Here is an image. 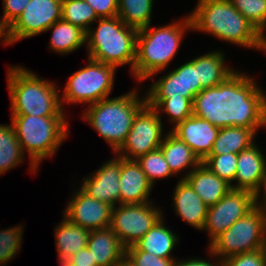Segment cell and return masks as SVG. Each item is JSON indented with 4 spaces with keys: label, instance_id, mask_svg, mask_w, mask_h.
Returning a JSON list of instances; mask_svg holds the SVG:
<instances>
[{
    "label": "cell",
    "instance_id": "1",
    "mask_svg": "<svg viewBox=\"0 0 266 266\" xmlns=\"http://www.w3.org/2000/svg\"><path fill=\"white\" fill-rule=\"evenodd\" d=\"M247 74L235 71L217 86L202 89L193 99V115L218 128L266 127V95Z\"/></svg>",
    "mask_w": 266,
    "mask_h": 266
},
{
    "label": "cell",
    "instance_id": "2",
    "mask_svg": "<svg viewBox=\"0 0 266 266\" xmlns=\"http://www.w3.org/2000/svg\"><path fill=\"white\" fill-rule=\"evenodd\" d=\"M192 29L243 47L259 49L260 32L230 0H199L189 15Z\"/></svg>",
    "mask_w": 266,
    "mask_h": 266
},
{
    "label": "cell",
    "instance_id": "3",
    "mask_svg": "<svg viewBox=\"0 0 266 266\" xmlns=\"http://www.w3.org/2000/svg\"><path fill=\"white\" fill-rule=\"evenodd\" d=\"M187 29H192L189 16L178 23L138 30L133 76L140 82L166 69L177 53Z\"/></svg>",
    "mask_w": 266,
    "mask_h": 266
},
{
    "label": "cell",
    "instance_id": "4",
    "mask_svg": "<svg viewBox=\"0 0 266 266\" xmlns=\"http://www.w3.org/2000/svg\"><path fill=\"white\" fill-rule=\"evenodd\" d=\"M7 76L12 115L65 116L54 82L21 66L9 68Z\"/></svg>",
    "mask_w": 266,
    "mask_h": 266
},
{
    "label": "cell",
    "instance_id": "5",
    "mask_svg": "<svg viewBox=\"0 0 266 266\" xmlns=\"http://www.w3.org/2000/svg\"><path fill=\"white\" fill-rule=\"evenodd\" d=\"M147 103L137 91L112 99L104 98L86 109L83 119L94 128L116 152L125 142L137 112Z\"/></svg>",
    "mask_w": 266,
    "mask_h": 266
},
{
    "label": "cell",
    "instance_id": "6",
    "mask_svg": "<svg viewBox=\"0 0 266 266\" xmlns=\"http://www.w3.org/2000/svg\"><path fill=\"white\" fill-rule=\"evenodd\" d=\"M96 29L86 31L88 57L115 66L130 64L133 72L138 30L118 16L99 18Z\"/></svg>",
    "mask_w": 266,
    "mask_h": 266
},
{
    "label": "cell",
    "instance_id": "7",
    "mask_svg": "<svg viewBox=\"0 0 266 266\" xmlns=\"http://www.w3.org/2000/svg\"><path fill=\"white\" fill-rule=\"evenodd\" d=\"M11 122L23 153H29L31 172L40 161L51 157L68 136L65 116L11 115Z\"/></svg>",
    "mask_w": 266,
    "mask_h": 266
},
{
    "label": "cell",
    "instance_id": "8",
    "mask_svg": "<svg viewBox=\"0 0 266 266\" xmlns=\"http://www.w3.org/2000/svg\"><path fill=\"white\" fill-rule=\"evenodd\" d=\"M266 239V212L256 206L238 219L209 245V254L224 260L241 253L264 247Z\"/></svg>",
    "mask_w": 266,
    "mask_h": 266
},
{
    "label": "cell",
    "instance_id": "9",
    "mask_svg": "<svg viewBox=\"0 0 266 266\" xmlns=\"http://www.w3.org/2000/svg\"><path fill=\"white\" fill-rule=\"evenodd\" d=\"M117 68L88 57L87 65L74 72L68 79L62 103H89L92 105L108 98L113 89L114 75Z\"/></svg>",
    "mask_w": 266,
    "mask_h": 266
},
{
    "label": "cell",
    "instance_id": "10",
    "mask_svg": "<svg viewBox=\"0 0 266 266\" xmlns=\"http://www.w3.org/2000/svg\"><path fill=\"white\" fill-rule=\"evenodd\" d=\"M163 124L158 112L146 103L136 114L125 142L115 152L119 157L136 160L161 146ZM124 152V153H123ZM121 153V154H119Z\"/></svg>",
    "mask_w": 266,
    "mask_h": 266
},
{
    "label": "cell",
    "instance_id": "11",
    "mask_svg": "<svg viewBox=\"0 0 266 266\" xmlns=\"http://www.w3.org/2000/svg\"><path fill=\"white\" fill-rule=\"evenodd\" d=\"M113 207L110 228L127 248L138 242L162 217L152 202Z\"/></svg>",
    "mask_w": 266,
    "mask_h": 266
},
{
    "label": "cell",
    "instance_id": "12",
    "mask_svg": "<svg viewBox=\"0 0 266 266\" xmlns=\"http://www.w3.org/2000/svg\"><path fill=\"white\" fill-rule=\"evenodd\" d=\"M255 207L254 193L232 188L215 205L209 206L203 230L209 232L210 244Z\"/></svg>",
    "mask_w": 266,
    "mask_h": 266
},
{
    "label": "cell",
    "instance_id": "13",
    "mask_svg": "<svg viewBox=\"0 0 266 266\" xmlns=\"http://www.w3.org/2000/svg\"><path fill=\"white\" fill-rule=\"evenodd\" d=\"M62 0H30L9 26L11 43L44 33L61 19Z\"/></svg>",
    "mask_w": 266,
    "mask_h": 266
},
{
    "label": "cell",
    "instance_id": "14",
    "mask_svg": "<svg viewBox=\"0 0 266 266\" xmlns=\"http://www.w3.org/2000/svg\"><path fill=\"white\" fill-rule=\"evenodd\" d=\"M67 203L63 216L89 231L110 227L113 206L89 196L81 188Z\"/></svg>",
    "mask_w": 266,
    "mask_h": 266
},
{
    "label": "cell",
    "instance_id": "15",
    "mask_svg": "<svg viewBox=\"0 0 266 266\" xmlns=\"http://www.w3.org/2000/svg\"><path fill=\"white\" fill-rule=\"evenodd\" d=\"M197 68L189 61L162 76L151 85L146 98H193L202 90Z\"/></svg>",
    "mask_w": 266,
    "mask_h": 266
},
{
    "label": "cell",
    "instance_id": "16",
    "mask_svg": "<svg viewBox=\"0 0 266 266\" xmlns=\"http://www.w3.org/2000/svg\"><path fill=\"white\" fill-rule=\"evenodd\" d=\"M121 157L105 162L92 176L83 178L81 189L89 196L111 206L120 204Z\"/></svg>",
    "mask_w": 266,
    "mask_h": 266
},
{
    "label": "cell",
    "instance_id": "17",
    "mask_svg": "<svg viewBox=\"0 0 266 266\" xmlns=\"http://www.w3.org/2000/svg\"><path fill=\"white\" fill-rule=\"evenodd\" d=\"M219 130L207 120L192 114L170 131L185 142L202 162L212 151Z\"/></svg>",
    "mask_w": 266,
    "mask_h": 266
},
{
    "label": "cell",
    "instance_id": "18",
    "mask_svg": "<svg viewBox=\"0 0 266 266\" xmlns=\"http://www.w3.org/2000/svg\"><path fill=\"white\" fill-rule=\"evenodd\" d=\"M120 204H141L149 202L153 185L136 160L121 158Z\"/></svg>",
    "mask_w": 266,
    "mask_h": 266
},
{
    "label": "cell",
    "instance_id": "19",
    "mask_svg": "<svg viewBox=\"0 0 266 266\" xmlns=\"http://www.w3.org/2000/svg\"><path fill=\"white\" fill-rule=\"evenodd\" d=\"M256 144L237 154V168L232 189L256 193L266 172V157Z\"/></svg>",
    "mask_w": 266,
    "mask_h": 266
},
{
    "label": "cell",
    "instance_id": "20",
    "mask_svg": "<svg viewBox=\"0 0 266 266\" xmlns=\"http://www.w3.org/2000/svg\"><path fill=\"white\" fill-rule=\"evenodd\" d=\"M173 201L176 214L180 218L195 229L203 230L209 207L185 179L177 183Z\"/></svg>",
    "mask_w": 266,
    "mask_h": 266
},
{
    "label": "cell",
    "instance_id": "21",
    "mask_svg": "<svg viewBox=\"0 0 266 266\" xmlns=\"http://www.w3.org/2000/svg\"><path fill=\"white\" fill-rule=\"evenodd\" d=\"M182 179L192 186L208 207L215 205L231 190L229 183L219 178L202 162Z\"/></svg>",
    "mask_w": 266,
    "mask_h": 266
},
{
    "label": "cell",
    "instance_id": "22",
    "mask_svg": "<svg viewBox=\"0 0 266 266\" xmlns=\"http://www.w3.org/2000/svg\"><path fill=\"white\" fill-rule=\"evenodd\" d=\"M87 247L97 266H115L126 254V247L110 227L90 231Z\"/></svg>",
    "mask_w": 266,
    "mask_h": 266
},
{
    "label": "cell",
    "instance_id": "23",
    "mask_svg": "<svg viewBox=\"0 0 266 266\" xmlns=\"http://www.w3.org/2000/svg\"><path fill=\"white\" fill-rule=\"evenodd\" d=\"M59 224L55 227L58 260H68L72 255L87 247L90 231L77 226L65 217Z\"/></svg>",
    "mask_w": 266,
    "mask_h": 266
},
{
    "label": "cell",
    "instance_id": "24",
    "mask_svg": "<svg viewBox=\"0 0 266 266\" xmlns=\"http://www.w3.org/2000/svg\"><path fill=\"white\" fill-rule=\"evenodd\" d=\"M224 58L223 53L214 51L190 61L197 68L203 89L219 85L235 72L224 64Z\"/></svg>",
    "mask_w": 266,
    "mask_h": 266
},
{
    "label": "cell",
    "instance_id": "25",
    "mask_svg": "<svg viewBox=\"0 0 266 266\" xmlns=\"http://www.w3.org/2000/svg\"><path fill=\"white\" fill-rule=\"evenodd\" d=\"M165 227L163 217L134 245L140 250L160 258H172L171 253L177 244L178 236Z\"/></svg>",
    "mask_w": 266,
    "mask_h": 266
},
{
    "label": "cell",
    "instance_id": "26",
    "mask_svg": "<svg viewBox=\"0 0 266 266\" xmlns=\"http://www.w3.org/2000/svg\"><path fill=\"white\" fill-rule=\"evenodd\" d=\"M159 148L173 174H177L189 166H193V170L201 163L192 149L171 131L163 138V142Z\"/></svg>",
    "mask_w": 266,
    "mask_h": 266
},
{
    "label": "cell",
    "instance_id": "27",
    "mask_svg": "<svg viewBox=\"0 0 266 266\" xmlns=\"http://www.w3.org/2000/svg\"><path fill=\"white\" fill-rule=\"evenodd\" d=\"M257 134L253 129L230 126L220 128L209 155H221L226 153L239 154L251 147Z\"/></svg>",
    "mask_w": 266,
    "mask_h": 266
},
{
    "label": "cell",
    "instance_id": "28",
    "mask_svg": "<svg viewBox=\"0 0 266 266\" xmlns=\"http://www.w3.org/2000/svg\"><path fill=\"white\" fill-rule=\"evenodd\" d=\"M48 30H53L50 48L60 54H68L86 44V31L63 19L52 24Z\"/></svg>",
    "mask_w": 266,
    "mask_h": 266
},
{
    "label": "cell",
    "instance_id": "29",
    "mask_svg": "<svg viewBox=\"0 0 266 266\" xmlns=\"http://www.w3.org/2000/svg\"><path fill=\"white\" fill-rule=\"evenodd\" d=\"M153 0H118V17L137 30L150 26Z\"/></svg>",
    "mask_w": 266,
    "mask_h": 266
},
{
    "label": "cell",
    "instance_id": "30",
    "mask_svg": "<svg viewBox=\"0 0 266 266\" xmlns=\"http://www.w3.org/2000/svg\"><path fill=\"white\" fill-rule=\"evenodd\" d=\"M24 159V153L12 124H0V174L18 166Z\"/></svg>",
    "mask_w": 266,
    "mask_h": 266
},
{
    "label": "cell",
    "instance_id": "31",
    "mask_svg": "<svg viewBox=\"0 0 266 266\" xmlns=\"http://www.w3.org/2000/svg\"><path fill=\"white\" fill-rule=\"evenodd\" d=\"M147 103L153 107L158 114L164 111L169 115V120L175 126L183 122L186 118L193 114L192 102L193 98L180 97L176 98H146Z\"/></svg>",
    "mask_w": 266,
    "mask_h": 266
},
{
    "label": "cell",
    "instance_id": "32",
    "mask_svg": "<svg viewBox=\"0 0 266 266\" xmlns=\"http://www.w3.org/2000/svg\"><path fill=\"white\" fill-rule=\"evenodd\" d=\"M61 19L87 31L99 18L85 0H62Z\"/></svg>",
    "mask_w": 266,
    "mask_h": 266
},
{
    "label": "cell",
    "instance_id": "33",
    "mask_svg": "<svg viewBox=\"0 0 266 266\" xmlns=\"http://www.w3.org/2000/svg\"><path fill=\"white\" fill-rule=\"evenodd\" d=\"M136 162L139 164L152 185H154V181L158 178L160 179L174 175L160 148L138 157Z\"/></svg>",
    "mask_w": 266,
    "mask_h": 266
},
{
    "label": "cell",
    "instance_id": "34",
    "mask_svg": "<svg viewBox=\"0 0 266 266\" xmlns=\"http://www.w3.org/2000/svg\"><path fill=\"white\" fill-rule=\"evenodd\" d=\"M233 6L250 22L259 32L266 29V0H230Z\"/></svg>",
    "mask_w": 266,
    "mask_h": 266
},
{
    "label": "cell",
    "instance_id": "35",
    "mask_svg": "<svg viewBox=\"0 0 266 266\" xmlns=\"http://www.w3.org/2000/svg\"><path fill=\"white\" fill-rule=\"evenodd\" d=\"M202 163L232 188L237 168V154L209 155Z\"/></svg>",
    "mask_w": 266,
    "mask_h": 266
},
{
    "label": "cell",
    "instance_id": "36",
    "mask_svg": "<svg viewBox=\"0 0 266 266\" xmlns=\"http://www.w3.org/2000/svg\"><path fill=\"white\" fill-rule=\"evenodd\" d=\"M21 226H16L0 231V264L5 265L10 259L15 257L22 245ZM3 263V264H2Z\"/></svg>",
    "mask_w": 266,
    "mask_h": 266
},
{
    "label": "cell",
    "instance_id": "37",
    "mask_svg": "<svg viewBox=\"0 0 266 266\" xmlns=\"http://www.w3.org/2000/svg\"><path fill=\"white\" fill-rule=\"evenodd\" d=\"M126 254L136 266H175L178 261L174 258H160L154 254L140 251L135 245L127 247Z\"/></svg>",
    "mask_w": 266,
    "mask_h": 266
},
{
    "label": "cell",
    "instance_id": "38",
    "mask_svg": "<svg viewBox=\"0 0 266 266\" xmlns=\"http://www.w3.org/2000/svg\"><path fill=\"white\" fill-rule=\"evenodd\" d=\"M222 266H266L264 248L228 257L222 260Z\"/></svg>",
    "mask_w": 266,
    "mask_h": 266
},
{
    "label": "cell",
    "instance_id": "39",
    "mask_svg": "<svg viewBox=\"0 0 266 266\" xmlns=\"http://www.w3.org/2000/svg\"><path fill=\"white\" fill-rule=\"evenodd\" d=\"M98 18L118 16V0H85Z\"/></svg>",
    "mask_w": 266,
    "mask_h": 266
},
{
    "label": "cell",
    "instance_id": "40",
    "mask_svg": "<svg viewBox=\"0 0 266 266\" xmlns=\"http://www.w3.org/2000/svg\"><path fill=\"white\" fill-rule=\"evenodd\" d=\"M4 12L2 19L10 26L24 11L30 0H2Z\"/></svg>",
    "mask_w": 266,
    "mask_h": 266
},
{
    "label": "cell",
    "instance_id": "41",
    "mask_svg": "<svg viewBox=\"0 0 266 266\" xmlns=\"http://www.w3.org/2000/svg\"><path fill=\"white\" fill-rule=\"evenodd\" d=\"M69 261L76 266H97L96 261H93V256L88 247L81 249L77 254L72 255Z\"/></svg>",
    "mask_w": 266,
    "mask_h": 266
},
{
    "label": "cell",
    "instance_id": "42",
    "mask_svg": "<svg viewBox=\"0 0 266 266\" xmlns=\"http://www.w3.org/2000/svg\"><path fill=\"white\" fill-rule=\"evenodd\" d=\"M175 266H222V260L214 264L196 257L195 259L180 260L175 263Z\"/></svg>",
    "mask_w": 266,
    "mask_h": 266
},
{
    "label": "cell",
    "instance_id": "43",
    "mask_svg": "<svg viewBox=\"0 0 266 266\" xmlns=\"http://www.w3.org/2000/svg\"><path fill=\"white\" fill-rule=\"evenodd\" d=\"M261 188H263V190ZM261 190L263 191V196L260 195ZM254 195H255V205L260 207V208H263V210L266 212V172H265L264 176L262 177V181H261V184H260L258 191ZM261 196L263 198H262V200H260L261 201L260 202V201H258V199L261 198Z\"/></svg>",
    "mask_w": 266,
    "mask_h": 266
},
{
    "label": "cell",
    "instance_id": "44",
    "mask_svg": "<svg viewBox=\"0 0 266 266\" xmlns=\"http://www.w3.org/2000/svg\"><path fill=\"white\" fill-rule=\"evenodd\" d=\"M2 37H4L3 43H5V45L12 44L9 37V26L0 18V38Z\"/></svg>",
    "mask_w": 266,
    "mask_h": 266
},
{
    "label": "cell",
    "instance_id": "45",
    "mask_svg": "<svg viewBox=\"0 0 266 266\" xmlns=\"http://www.w3.org/2000/svg\"><path fill=\"white\" fill-rule=\"evenodd\" d=\"M115 266H136L132 259L125 254Z\"/></svg>",
    "mask_w": 266,
    "mask_h": 266
},
{
    "label": "cell",
    "instance_id": "46",
    "mask_svg": "<svg viewBox=\"0 0 266 266\" xmlns=\"http://www.w3.org/2000/svg\"><path fill=\"white\" fill-rule=\"evenodd\" d=\"M259 50L266 51V36L264 35V32H260Z\"/></svg>",
    "mask_w": 266,
    "mask_h": 266
},
{
    "label": "cell",
    "instance_id": "47",
    "mask_svg": "<svg viewBox=\"0 0 266 266\" xmlns=\"http://www.w3.org/2000/svg\"><path fill=\"white\" fill-rule=\"evenodd\" d=\"M59 261H60V264H61L62 266H76L75 264L71 263V262L69 261V259H68V260H59Z\"/></svg>",
    "mask_w": 266,
    "mask_h": 266
},
{
    "label": "cell",
    "instance_id": "48",
    "mask_svg": "<svg viewBox=\"0 0 266 266\" xmlns=\"http://www.w3.org/2000/svg\"><path fill=\"white\" fill-rule=\"evenodd\" d=\"M264 251H265V254H266V239H265V243H264Z\"/></svg>",
    "mask_w": 266,
    "mask_h": 266
}]
</instances>
